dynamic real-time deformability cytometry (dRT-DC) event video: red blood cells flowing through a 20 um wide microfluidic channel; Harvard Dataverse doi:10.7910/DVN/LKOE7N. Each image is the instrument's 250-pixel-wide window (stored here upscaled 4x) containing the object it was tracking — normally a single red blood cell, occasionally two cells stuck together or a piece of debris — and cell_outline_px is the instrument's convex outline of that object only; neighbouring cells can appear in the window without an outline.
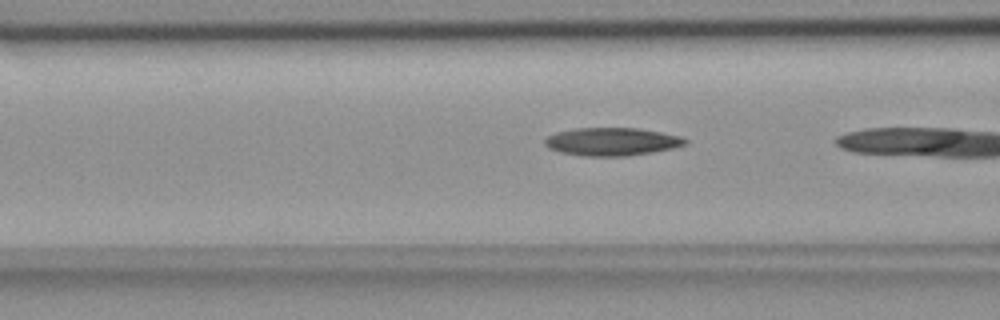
{"species": "common noctule bat (a hibernating species)", "species_latin": "Nyctalus noctula", "temperature_condition": "room temperature", "stored_images_in_passage": 36, "camera_frame_rate_fps": 3000, "um_per_image_px": 0.085, "animal": {"sex": "female", "body_mass_g": 18.4}, "frame": {"image": 1, "passage_image": 14, "time_ms": 4.333, "image_size_px": [1000, 320], "cell_outline_px": [[688, 144], [672, 148], [652, 152], [628, 156], [584, 156], [560, 152], [548, 148], [544, 144], [544, 140], [548, 136], [556, 132], [576, 128], [636, 128], [660, 132], [680, 136], [688, 140]], "centroid_in_image_um": [52.0, 12.04], "position_along_channel_um": 114.6, "area_um2": 22.89}}
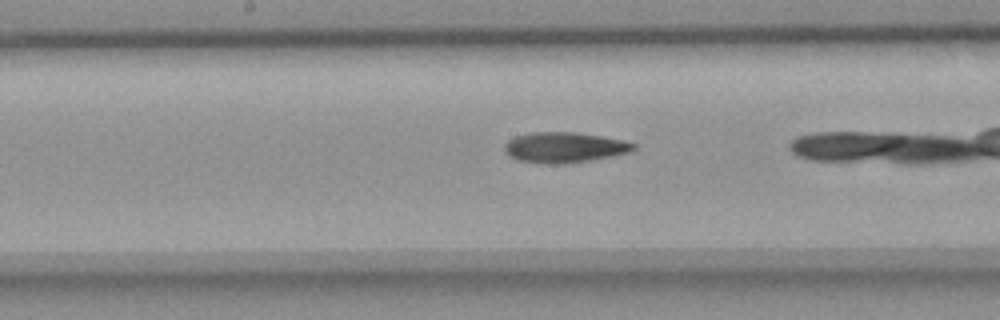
{"frame": {"image": 2, "passage_image": 21, "time_ms": 6.667, "image_size_px": [1000, 320], "cell_outline_px": [[636, 148], [628, 152], [612, 156], [564, 164], [544, 164], [520, 160], [512, 156], [504, 148], [504, 144], [508, 140], [516, 136], [532, 132], [576, 132], [624, 140], [636, 144]], "centroid_in_image_um": [47.99, 12.52], "position_along_channel_um": 200.2, "area_um2": 22.66}}
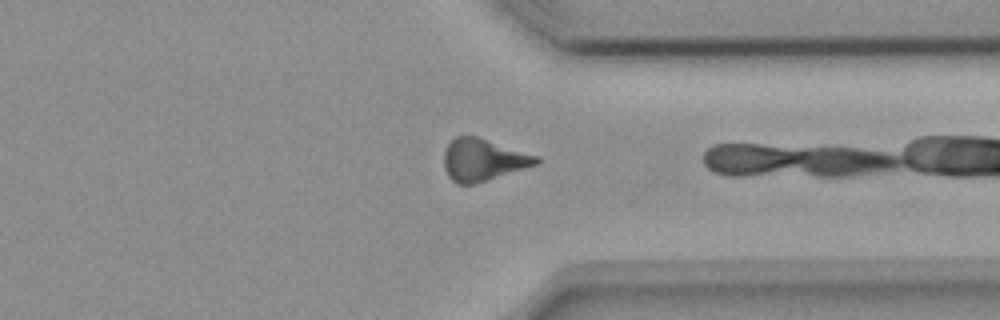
{"frame": {"image": 3, "passage_image": 35, "time_ms": 11.333, "image_size_px": [1000, 320], "cell_outline_px": [[540, 160], [536, 164], [472, 184], [456, 184], [448, 176], [444, 168], [444, 152], [448, 144], [456, 136], [476, 136], [540, 156]], "centroid_in_image_um": [41.03, 13.57], "position_along_channel_um": 370.4, "area_um2": 22.25}}